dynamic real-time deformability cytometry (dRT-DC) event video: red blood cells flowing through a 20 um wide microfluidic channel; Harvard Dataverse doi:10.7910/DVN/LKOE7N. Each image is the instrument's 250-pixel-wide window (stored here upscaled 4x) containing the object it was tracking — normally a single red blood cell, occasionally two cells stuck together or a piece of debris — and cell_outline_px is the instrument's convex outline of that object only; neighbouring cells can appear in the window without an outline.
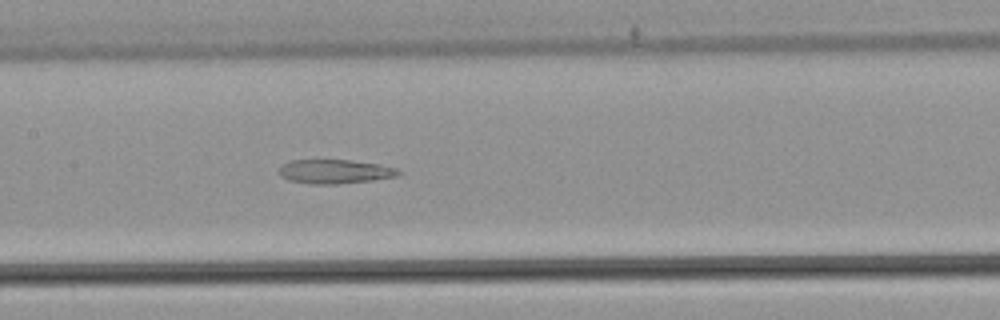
{"species": "common noctule bat (a hibernating species)", "species_latin": "Nyctalus noctula", "temperature_condition": "warm", "stored_images_in_passage": 51, "segment_of_instrument_passage": [2, 2], "camera_frame_rate_fps": 3000, "um_per_image_px": 0.085, "animal": {"sex": "male", "body_mass_g": 21.5, "forearm_length_mm": 52.0}, "frame": {"image": 1, "passage_image": 24, "time_ms": 7.667, "image_size_px": [1000, 320], "cell_outline_px": [[400, 172], [396, 176], [372, 180], [336, 184], [312, 184], [288, 180], [280, 176], [280, 164], [292, 160], [348, 160], [380, 164], [396, 168]], "centroid_in_image_um": [28.42, 14.58], "position_along_channel_um": 179.0, "area_um2": 16.65}}
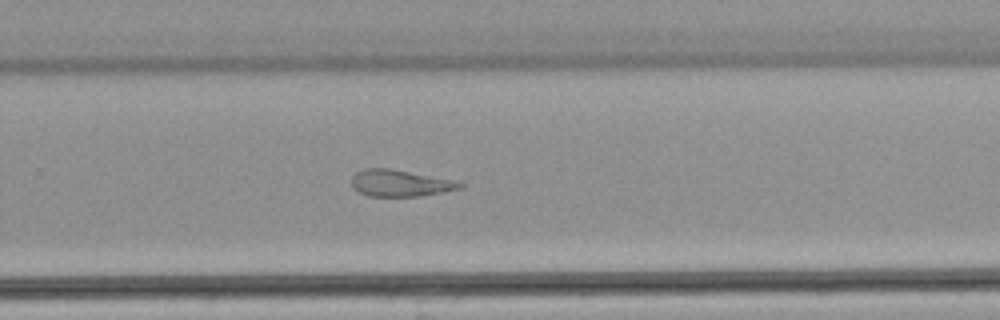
{"frame": {"image": 2, "passage_image": 33, "time_ms": 10.667, "image_size_px": [1000, 320], "cell_outline_px": [[464, 188], [420, 196], [368, 196], [360, 192], [352, 184], [352, 176], [356, 172], [364, 168], [388, 168], [452, 180], [464, 184]], "centroid_in_image_um": [34.0, 15.57], "position_along_channel_um": 295.8, "area_um2": 16.53}}
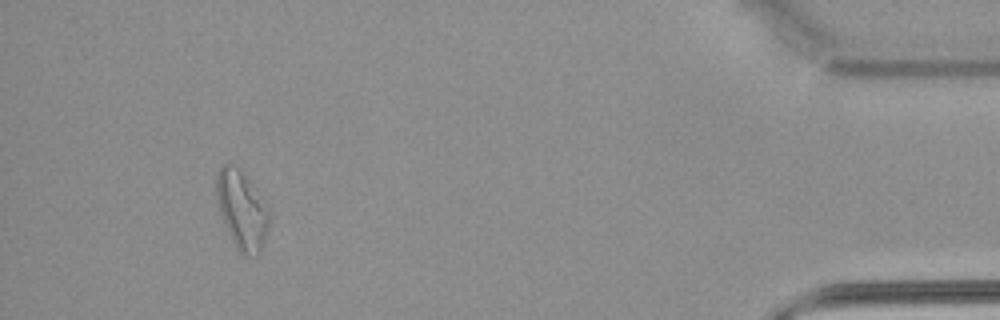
{"frame": {"image": 3, "passage_image": 47, "time_ms": 15.333, "image_size_px": [1000, 320], "cell_outline_px": [[272, 212], [260, 248], [256, 256], [244, 256], [236, 248], [224, 224], [220, 212], [216, 196], [216, 176], [220, 168], [224, 164], [232, 164], [252, 184]], "centroid_in_image_um": [20.55, 17.86], "position_along_channel_um": 414.7, "area_um2": 23.64}}